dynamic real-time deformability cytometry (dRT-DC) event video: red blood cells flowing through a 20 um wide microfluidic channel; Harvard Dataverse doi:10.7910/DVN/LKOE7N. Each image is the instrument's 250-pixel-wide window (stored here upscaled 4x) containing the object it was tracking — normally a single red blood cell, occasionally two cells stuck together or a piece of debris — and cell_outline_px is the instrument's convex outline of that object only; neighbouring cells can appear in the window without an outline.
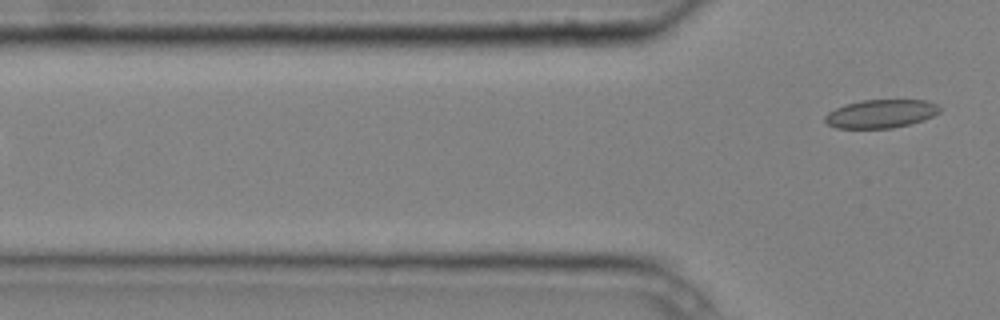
{"species": "common noctule bat (a hibernating species)", "species_latin": "Nyctalus noctula", "temperature_condition": "cold", "stored_images_in_passage": 6, "camera_frame_rate_fps": 3000, "um_per_image_px": 0.085, "animal": {"sex": "male", "body_mass_g": 20.4}, "frame": {"image": 1, "passage_image": 6, "time_ms": 1.667, "image_size_px": [1000, 320], "cell_outline_px": [[940, 112], [924, 120], [912, 124], [892, 128], [836, 128], [828, 124], [824, 120], [824, 116], [828, 112], [844, 104], [860, 100], [928, 100], [936, 104], [940, 108]], "centroid_in_image_um": [74.87, 9.67], "position_along_channel_um": 50.9, "area_um2": 19.13}}